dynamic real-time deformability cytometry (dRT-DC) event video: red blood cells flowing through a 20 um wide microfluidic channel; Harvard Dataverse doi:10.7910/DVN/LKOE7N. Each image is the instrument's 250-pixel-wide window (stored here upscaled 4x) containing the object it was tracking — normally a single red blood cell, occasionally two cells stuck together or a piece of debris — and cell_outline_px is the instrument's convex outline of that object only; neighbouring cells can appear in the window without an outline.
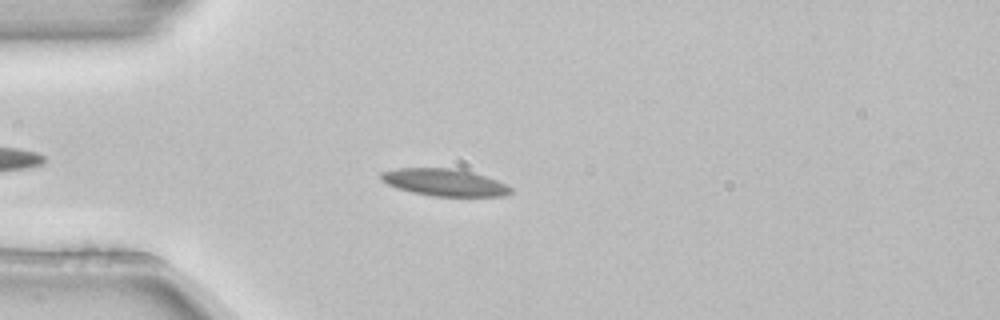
{"species": "common noctule bat (a hibernating species)", "species_latin": "Nyctalus noctula", "temperature_condition": "room temperature", "stored_images_in_passage": 3, "camera_frame_rate_fps": 3000, "um_per_image_px": 0.085, "animal": {"sex": "female", "body_mass_g": 22.7, "forearm_length_mm": 54.2}, "frame": {"image": 1, "passage_image": 3, "time_ms": 0.667, "image_size_px": [1000, 320], "cell_outline_px": [[512, 192], [500, 196], [432, 196], [412, 192], [388, 184], [380, 180], [380, 172], [396, 168], [460, 168], [496, 180], [512, 188]], "centroid_in_image_um": [37.74, 15.49], "position_along_channel_um": 47.3, "area_um2": 20.4}}